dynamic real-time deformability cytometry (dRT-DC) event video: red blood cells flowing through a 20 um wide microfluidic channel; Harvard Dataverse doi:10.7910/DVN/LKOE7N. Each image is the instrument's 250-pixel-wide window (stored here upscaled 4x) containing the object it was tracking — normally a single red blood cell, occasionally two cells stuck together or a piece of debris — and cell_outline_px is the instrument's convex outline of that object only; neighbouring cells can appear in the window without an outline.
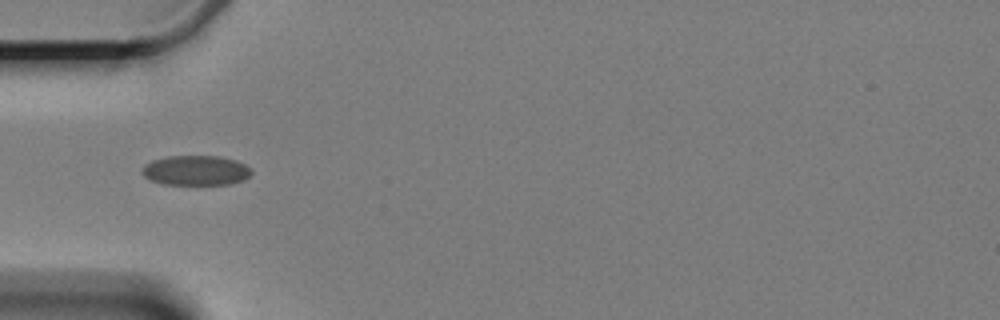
{"species": "Egyptian fruit bat (a non-hibernating species)", "species_latin": "Rousettus aegyptiacus", "temperature_condition": "cold", "stored_images_in_passage": 6, "camera_frame_rate_fps": 3000, "um_per_image_px": 0.085, "animal": {"sex": "female"}, "frame": {"image": 1, "passage_image": 1, "time_ms": 0.0, "image_size_px": [1000, 320], "cell_outline_px": [[252, 172], [244, 180], [228, 184], [164, 184], [148, 180], [140, 172], [144, 164], [152, 160], [168, 156], [220, 156], [236, 160], [252, 168]], "centroid_in_image_um": [16.62, 14.48], "position_along_channel_um": 68.4, "area_um2": 19.19}}
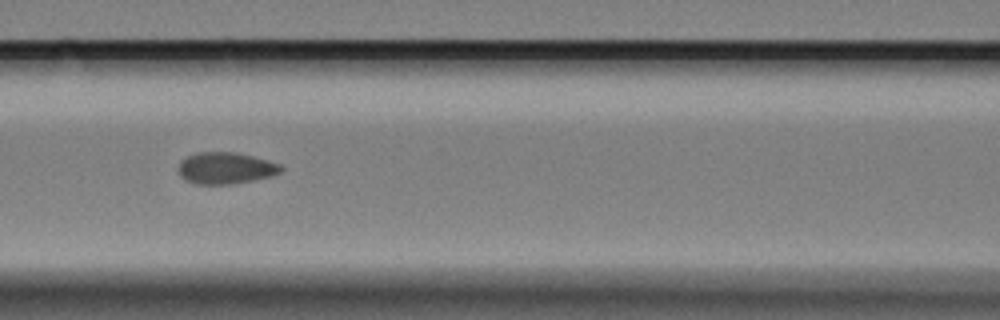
{"frame": {"image": 2, "passage_image": 3, "time_ms": 2.333, "image_size_px": [1000, 320], "cell_outline_px": [[284, 168], [280, 172], [272, 176], [232, 184], [196, 184], [184, 180], [180, 176], [180, 160], [196, 152], [236, 152], [252, 156], [280, 164]], "centroid_in_image_um": [19.17, 14.29], "position_along_channel_um": 147.4, "area_um2": 18.84}}
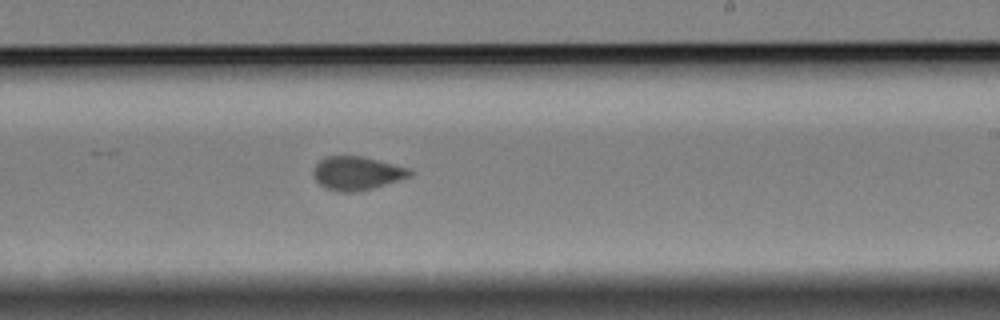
{"frame": {"image": 3, "passage_image": 6, "time_ms": 5.667, "image_size_px": [1000, 320], "cell_outline_px": [[412, 172], [408, 176], [372, 188], [352, 192], [340, 192], [324, 188], [316, 180], [312, 172], [316, 164], [324, 156], [364, 156], [408, 168]], "centroid_in_image_um": [30.26, 14.71], "position_along_channel_um": 258.7, "area_um2": 18.55}}